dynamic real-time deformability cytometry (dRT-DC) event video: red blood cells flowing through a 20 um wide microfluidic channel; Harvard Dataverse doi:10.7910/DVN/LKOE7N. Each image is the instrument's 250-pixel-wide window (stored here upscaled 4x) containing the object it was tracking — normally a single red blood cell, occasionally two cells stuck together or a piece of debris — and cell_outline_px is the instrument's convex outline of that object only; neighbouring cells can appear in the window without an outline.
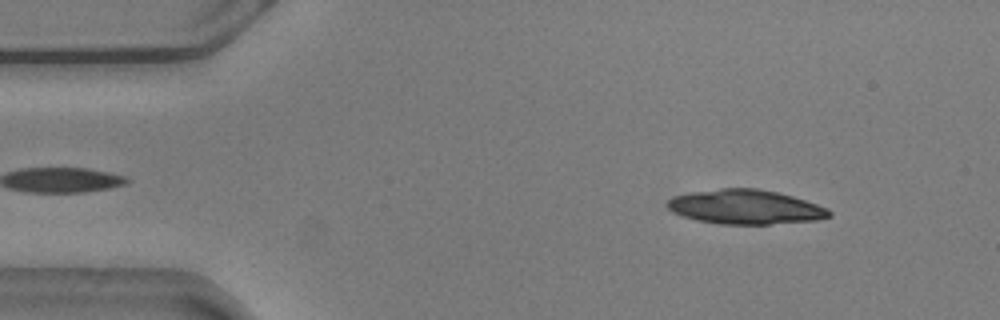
{"species": "common noctule bat (a hibernating species)", "species_latin": "Nyctalus noctula", "temperature_condition": "warm", "stored_images_in_passage": 15, "camera_frame_rate_fps": 3000, "um_per_image_px": 0.085, "animal": {"sex": "male", "body_mass_g": 20.5, "forearm_length_mm": 52.5}, "frame": {"image": 1, "passage_image": 6, "time_ms": 1.667, "image_size_px": [1000, 320], "cell_outline_px": [[832, 216], [816, 220], [768, 224], [720, 224], [696, 220], [672, 212], [664, 204], [672, 196], [692, 192], [720, 188], [756, 188], [776, 192], [792, 196], [828, 208], [832, 212]], "centroid_in_image_um": [63.33, 17.59], "position_along_channel_um": 21.7, "area_um2": 32.43}}